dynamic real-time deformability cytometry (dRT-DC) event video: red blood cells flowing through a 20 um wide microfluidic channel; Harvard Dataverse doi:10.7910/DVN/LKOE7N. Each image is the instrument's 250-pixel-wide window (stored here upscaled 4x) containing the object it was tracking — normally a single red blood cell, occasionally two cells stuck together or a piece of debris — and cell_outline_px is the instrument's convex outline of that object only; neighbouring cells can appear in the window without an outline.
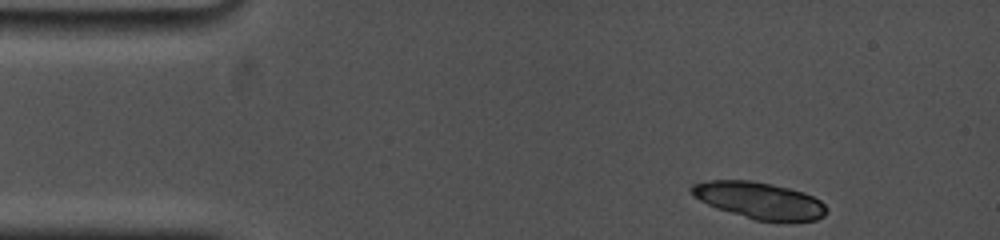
{"species": "common noctule bat (a hibernating species)", "species_latin": "Nyctalus noctula", "temperature_condition": "cold", "stored_images_in_passage": 6, "camera_frame_rate_fps": 5000, "um_per_image_px": 0.085, "animal": {"sex": "female", "body_mass_g": 19.0, "forearm_length_mm": 53.3}, "frame": {"image": 1, "passage_image": 1, "time_ms": 0.0, "image_size_px": [1000, 240], "cell_outline_px": [[828, 212], [824, 216], [816, 220], [756, 220], [716, 208], [692, 196], [688, 188], [692, 184], [712, 180], [748, 180], [772, 184], [804, 192], [820, 200], [828, 208]], "centroid_in_image_um": [64.52, 17.02], "position_along_channel_um": 20.5, "area_um2": 28.61}}